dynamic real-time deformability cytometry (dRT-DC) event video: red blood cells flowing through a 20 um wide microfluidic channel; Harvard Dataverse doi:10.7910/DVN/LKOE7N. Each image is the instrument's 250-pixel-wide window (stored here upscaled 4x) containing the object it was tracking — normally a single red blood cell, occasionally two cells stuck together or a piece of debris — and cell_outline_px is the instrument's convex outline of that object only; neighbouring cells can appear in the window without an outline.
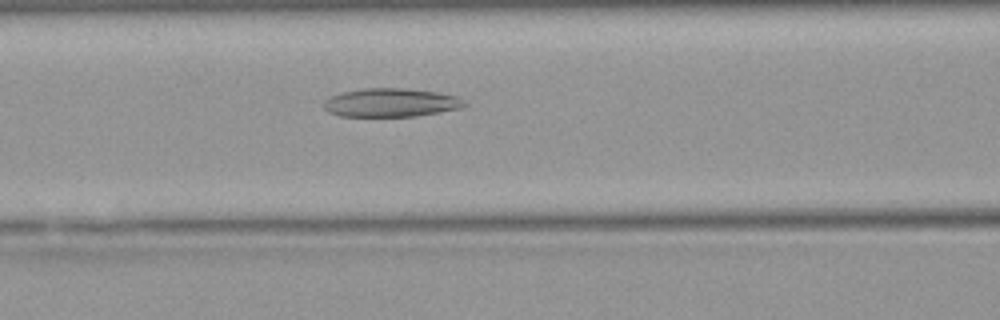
{"species": "Egyptian fruit bat (a non-hibernating species)", "species_latin": "Rousettus aegyptiacus", "temperature_condition": "warm", "stored_images_in_passage": 36, "camera_frame_rate_fps": 3000, "um_per_image_px": 0.085, "animal": {"sex": "female"}, "frame": {"image": 1, "passage_image": 6, "time_ms": 1.667, "image_size_px": [1000, 320], "cell_outline_px": [[468, 104], [464, 108], [416, 116], [340, 116], [324, 108], [324, 100], [332, 96], [344, 92], [360, 88], [408, 88], [436, 92], [460, 96], [468, 100]], "centroid_in_image_um": [33.34, 8.71], "position_along_channel_um": 133.3, "area_um2": 23.64}}
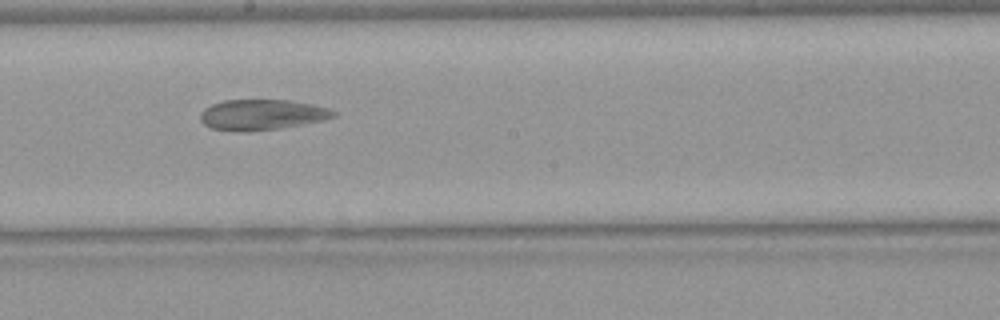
{"frame": {"image": 2, "passage_image": 13, "time_ms": 4.0, "image_size_px": [1000, 320], "cell_outline_px": [[336, 116], [324, 120], [280, 128], [248, 132], [240, 132], [212, 128], [204, 124], [200, 120], [200, 112], [204, 108], [212, 104], [224, 100], [288, 100], [312, 104], [328, 108], [336, 112]], "centroid_in_image_um": [22.24, 9.75], "position_along_channel_um": 226.0, "area_um2": 23.76}}
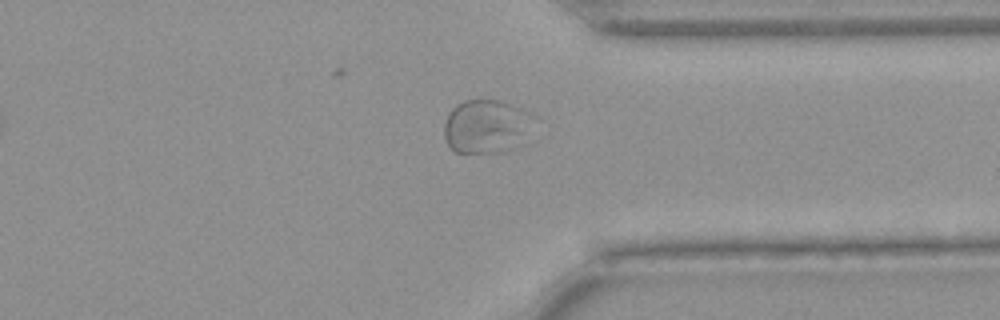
{"frame": {"image": 3, "passage_image": 24, "time_ms": 7.667, "image_size_px": [1000, 320], "cell_outline_px": [[528, 144], [516, 148], [500, 152], [456, 152], [448, 144], [444, 136], [444, 124], [448, 112], [456, 104], [464, 100], [500, 100], [512, 104], [520, 108], [524, 112]], "centroid_in_image_um": [41.25, 10.77], "position_along_channel_um": 370.2, "area_um2": 27.51}}